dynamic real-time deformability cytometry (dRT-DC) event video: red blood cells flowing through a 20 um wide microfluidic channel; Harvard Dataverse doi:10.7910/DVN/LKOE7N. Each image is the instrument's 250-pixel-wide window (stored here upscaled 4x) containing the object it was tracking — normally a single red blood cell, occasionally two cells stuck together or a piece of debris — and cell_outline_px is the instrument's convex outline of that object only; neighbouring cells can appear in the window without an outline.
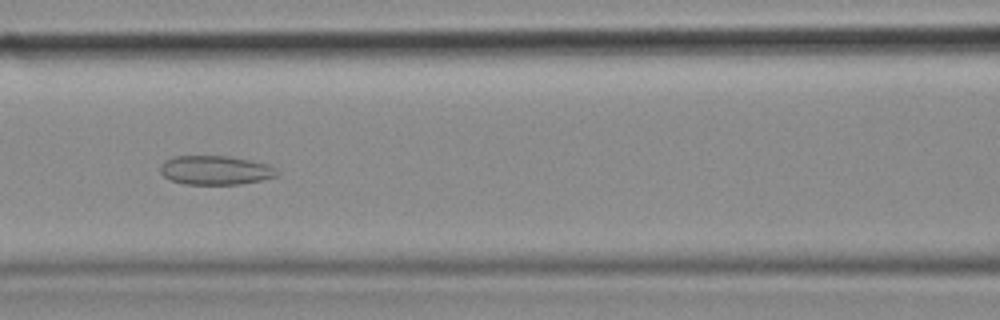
{"species": "common noctule bat (a hibernating species)", "species_latin": "Nyctalus noctula", "temperature_condition": "cold", "stored_images_in_passage": 32, "camera_frame_rate_fps": 3000, "um_per_image_px": 0.085, "animal": {"sex": "female", "body_mass_g": 18.4}, "frame": {"image": 1, "passage_image": 14, "time_ms": 4.333, "image_size_px": [1000, 320], "cell_outline_px": [[280, 172], [276, 176], [260, 180], [240, 184], [184, 184], [172, 180], [164, 176], [160, 172], [160, 168], [164, 160], [172, 156], [228, 156], [268, 164]], "centroid_in_image_um": [18.29, 14.46], "position_along_channel_um": 148.3, "area_um2": 19.65}}